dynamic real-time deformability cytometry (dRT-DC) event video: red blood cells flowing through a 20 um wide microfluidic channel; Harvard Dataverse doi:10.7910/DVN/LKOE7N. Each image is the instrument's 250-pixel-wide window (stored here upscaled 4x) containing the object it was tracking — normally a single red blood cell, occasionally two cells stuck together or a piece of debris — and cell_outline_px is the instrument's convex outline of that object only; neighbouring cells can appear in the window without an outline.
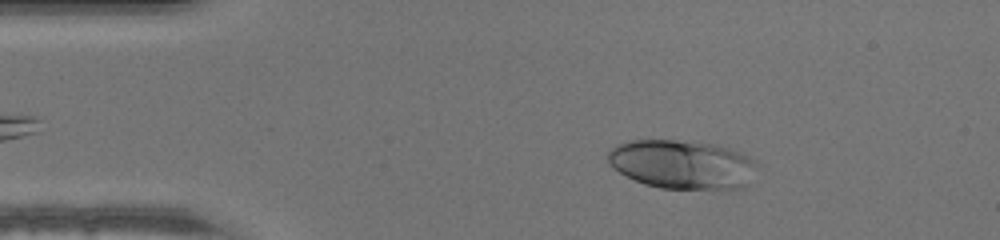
{"species": "human", "species_latin": "Homo sapiens", "temperature_condition": "warm", "stored_images_in_passage": 47, "camera_frame_rate_fps": 3000, "um_per_image_px": 0.085, "donor": {"sex": "male"}, "frame": {"image": 1, "passage_image": 7, "time_ms": 2.0, "image_size_px": [1000, 240], "cell_outline_px": [[760, 164], [748, 184], [744, 188], [660, 188], [644, 184], [612, 168], [608, 164], [604, 156], [608, 148], [616, 144], [628, 140], [696, 140], [716, 144], [740, 152]], "centroid_in_image_um": [57.95, 13.94], "position_along_channel_um": 27.1, "area_um2": 43.23}}
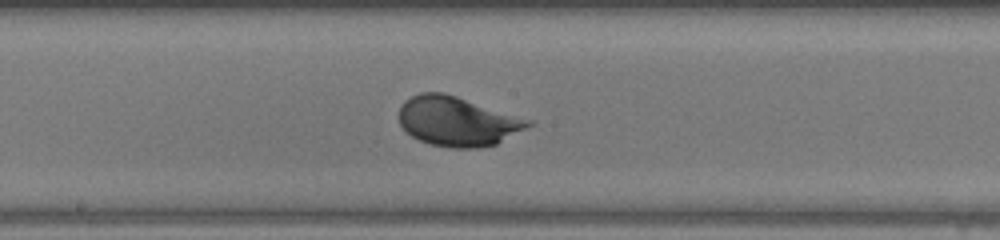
{"frame": {"image": 2, "passage_image": 24, "time_ms": 7.667, "image_size_px": [1000, 240], "cell_outline_px": [[532, 124], [496, 144], [480, 148], [448, 148], [432, 144], [420, 140], [412, 136], [400, 124], [400, 104], [404, 100], [420, 92], [444, 92], [532, 120]], "centroid_in_image_um": [38.86, 10.3], "position_along_channel_um": 209.3, "area_um2": 36.99}}
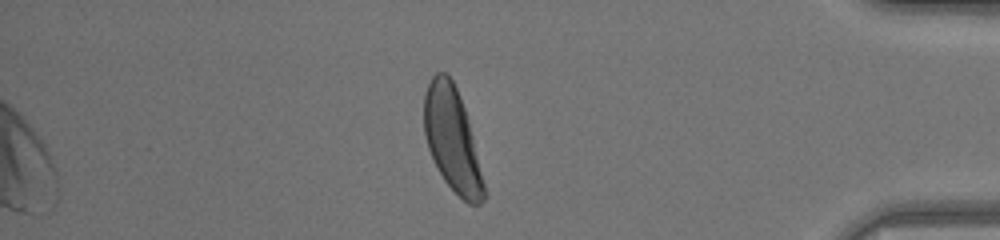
{"frame": {"image": 3, "passage_image": 40, "time_ms": 13.0, "image_size_px": [1000, 240], "cell_outline_px": [[484, 200], [480, 204], [468, 204], [444, 180], [428, 148], [424, 136], [424, 96], [428, 84], [432, 76], [436, 72], [444, 72], [452, 80], [456, 88], [464, 108], [468, 120], [484, 184]], "centroid_in_image_um": [38.41, 11.83], "position_along_channel_um": 396.8, "area_um2": 35.32}}